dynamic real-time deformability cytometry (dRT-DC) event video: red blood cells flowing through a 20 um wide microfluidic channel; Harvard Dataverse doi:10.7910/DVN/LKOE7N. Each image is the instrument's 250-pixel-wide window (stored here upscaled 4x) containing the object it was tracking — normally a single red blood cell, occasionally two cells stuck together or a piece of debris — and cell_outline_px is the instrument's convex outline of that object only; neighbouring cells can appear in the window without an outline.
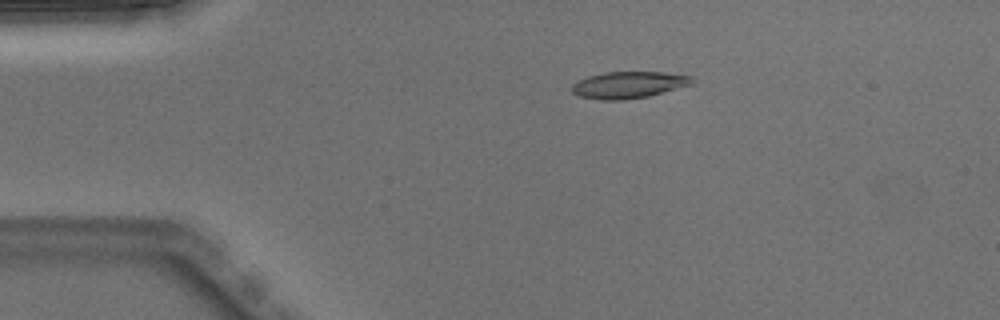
{"species": "Egyptian fruit bat (a non-hibernating species)", "species_latin": "Rousettus aegyptiacus", "temperature_condition": "warm", "stored_images_in_passage": 4, "camera_frame_rate_fps": 3000, "um_per_image_px": 0.085, "animal": {"sex": "male"}, "frame": {"image": 1, "passage_image": 3, "time_ms": 0.667, "image_size_px": [1000, 320], "cell_outline_px": [[692, 84], [648, 96], [624, 100], [600, 100], [580, 96], [572, 92], [572, 84], [576, 80], [588, 76], [604, 72], [664, 72], [692, 76]], "centroid_in_image_um": [53.39, 7.21], "position_along_channel_um": 31.6, "area_um2": 18.67}}